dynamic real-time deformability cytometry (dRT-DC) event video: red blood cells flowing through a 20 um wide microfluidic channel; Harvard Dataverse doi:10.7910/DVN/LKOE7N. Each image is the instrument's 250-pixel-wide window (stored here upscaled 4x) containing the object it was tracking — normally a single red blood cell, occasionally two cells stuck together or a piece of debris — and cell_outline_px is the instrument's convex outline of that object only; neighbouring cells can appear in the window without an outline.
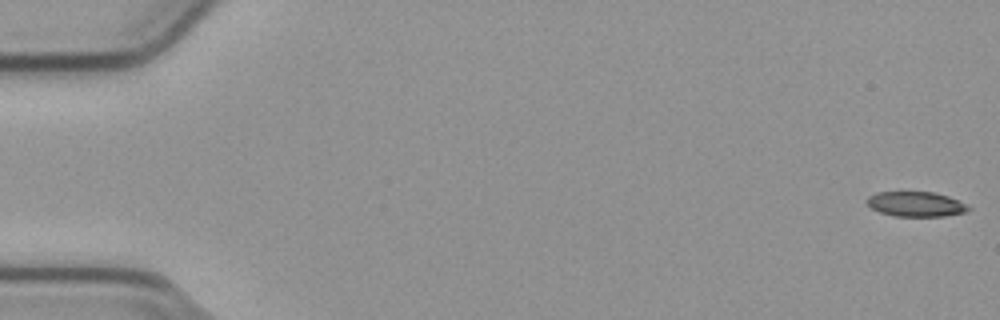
{"species": "common noctule bat (a hibernating species)", "species_latin": "Nyctalus noctula", "temperature_condition": "cold", "stored_images_in_passage": 8, "camera_frame_rate_fps": 3000, "um_per_image_px": 0.085, "animal": {"sex": "male", "body_mass_g": 23.1, "forearm_length_mm": 52.7}, "frame": {"image": 1, "passage_image": 1, "time_ms": 0.0, "image_size_px": [1000, 320], "cell_outline_px": [[972, 208], [964, 212], [944, 216], [896, 216], [880, 212], [872, 208], [864, 200], [868, 196], [876, 192], [932, 192], [948, 196]], "centroid_in_image_um": [77.8, 17.34], "position_along_channel_um": 7.2, "area_um2": 14.57}}